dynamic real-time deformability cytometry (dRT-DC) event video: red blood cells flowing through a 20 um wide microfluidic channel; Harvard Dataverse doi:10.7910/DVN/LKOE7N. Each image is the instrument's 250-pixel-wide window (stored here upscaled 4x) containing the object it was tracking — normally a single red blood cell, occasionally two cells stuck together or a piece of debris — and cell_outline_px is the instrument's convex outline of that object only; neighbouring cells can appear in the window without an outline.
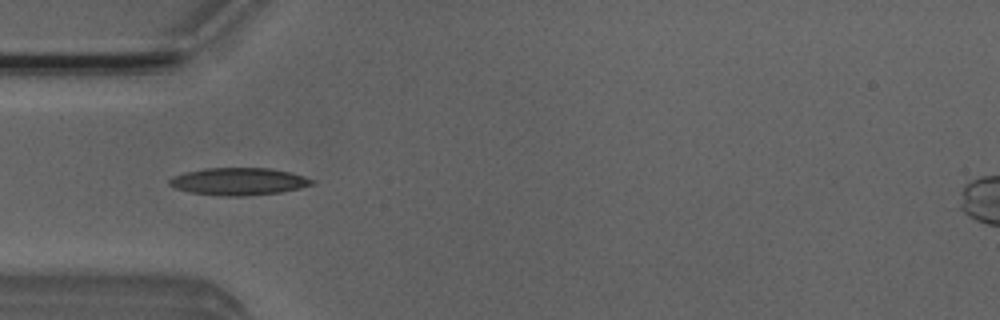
{"species": "Egyptian fruit bat (a non-hibernating species)", "species_latin": "Rousettus aegyptiacus", "temperature_condition": "room temperature", "stored_images_in_passage": 6, "camera_frame_rate_fps": 3000, "um_per_image_px": 0.085, "animal": {"sex": "male"}, "frame": {"image": 1, "passage_image": 4, "time_ms": 1.0, "image_size_px": [1000, 320], "cell_outline_px": [[316, 184], [300, 188], [280, 192], [244, 196], [224, 196], [188, 192], [176, 188], [168, 184], [168, 180], [172, 176], [184, 172], [204, 168], [268, 168], [288, 172], [304, 176], [316, 180]], "centroid_in_image_um": [20.28, 15.42], "position_along_channel_um": 64.7, "area_um2": 22.83}}